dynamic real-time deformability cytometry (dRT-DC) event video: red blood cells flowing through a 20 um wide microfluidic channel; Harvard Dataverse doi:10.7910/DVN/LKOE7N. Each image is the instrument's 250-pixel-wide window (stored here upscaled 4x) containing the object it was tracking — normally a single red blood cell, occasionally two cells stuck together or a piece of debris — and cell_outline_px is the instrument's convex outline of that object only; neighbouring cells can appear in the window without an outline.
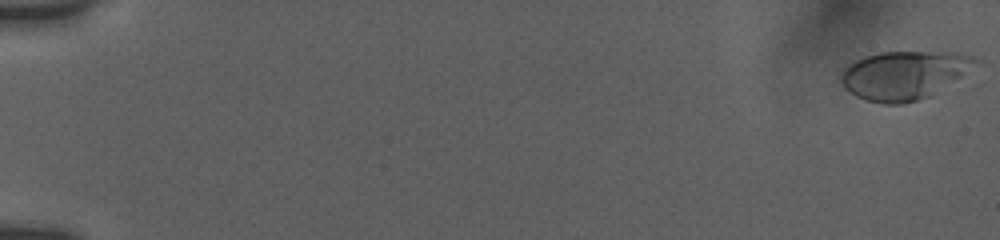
{"species": "human", "species_latin": "Homo sapiens", "temperature_condition": "room temperature", "stored_images_in_passage": 66, "camera_frame_rate_fps": 3000, "um_per_image_px": 0.085, "donor": {"sex": "female"}, "frame": {"image": 1, "passage_image": 1, "time_ms": 0.0, "image_size_px": [1000, 240], "cell_outline_px": [[980, 60], [960, 76], [928, 96], [916, 100], [900, 104], [884, 104], [868, 100], [856, 96], [844, 88], [840, 80], [840, 76], [844, 68], [848, 64], [864, 56], [880, 52], [956, 52], [972, 56]], "centroid_in_image_um": [76.78, 6.37], "position_along_channel_um": 8.2, "area_um2": 37.4}}
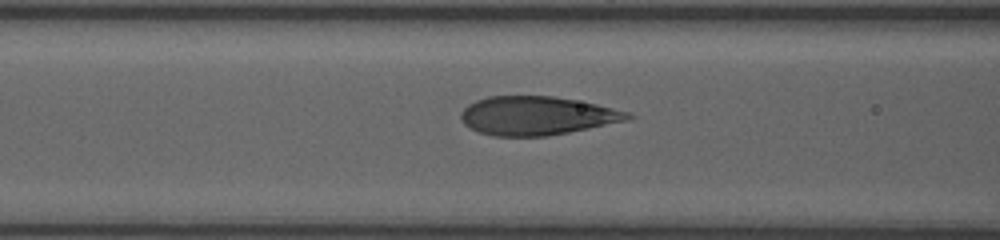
{"frame": {"image": 2, "passage_image": 35, "time_ms": 8.0, "image_size_px": [1000, 240], "cell_outline_px": [[636, 116], [628, 120], [548, 136], [492, 136], [480, 132], [464, 124], [460, 116], [460, 112], [468, 104], [476, 100], [488, 96], [552, 96], [596, 104], [632, 112]], "centroid_in_image_um": [45.64, 9.83], "position_along_channel_um": 121.0, "area_um2": 37.51}}
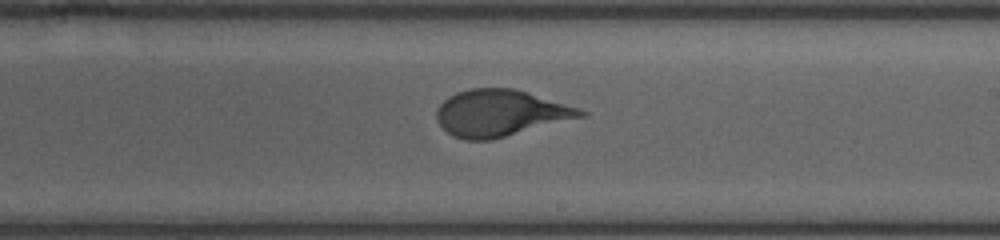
{"frame": {"image": 3, "passage_image": 64, "time_ms": 11.333, "image_size_px": [1000, 240], "cell_outline_px": [[588, 116], [492, 140], [464, 140], [452, 136], [436, 120], [436, 108], [448, 96], [456, 92], [472, 88], [512, 88], [580, 108], [588, 112]], "centroid_in_image_um": [42.53, 9.62], "position_along_channel_um": 246.5, "area_um2": 39.25}}